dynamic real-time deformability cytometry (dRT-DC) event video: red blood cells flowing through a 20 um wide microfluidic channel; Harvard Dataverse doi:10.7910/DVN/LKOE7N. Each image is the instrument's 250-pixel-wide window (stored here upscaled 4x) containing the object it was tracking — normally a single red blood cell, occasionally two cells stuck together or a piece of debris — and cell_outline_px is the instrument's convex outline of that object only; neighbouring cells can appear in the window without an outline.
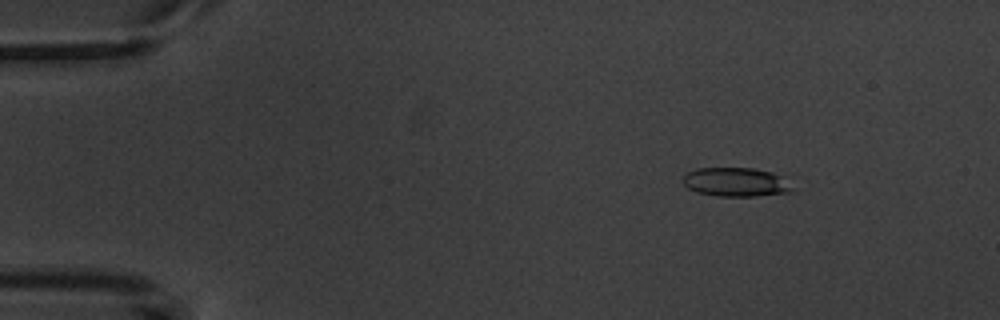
{"species": "common noctule bat (a hibernating species)", "species_latin": "Nyctalus noctula", "temperature_condition": "warm", "stored_images_in_passage": 6, "camera_frame_rate_fps": 3000, "um_per_image_px": 0.085, "animal": {"sex": "male", "body_mass_g": 20.1, "forearm_length_mm": 53.5}, "frame": {"image": 1, "passage_image": 3, "time_ms": 2.333, "image_size_px": [1000, 320], "cell_outline_px": [[796, 188], [792, 192], [756, 196], [716, 196], [696, 192], [688, 188], [680, 180], [688, 172], [696, 168], [752, 168], [772, 172]], "centroid_in_image_um": [62.52, 15.48], "position_along_channel_um": 22.5, "area_um2": 18.5}}